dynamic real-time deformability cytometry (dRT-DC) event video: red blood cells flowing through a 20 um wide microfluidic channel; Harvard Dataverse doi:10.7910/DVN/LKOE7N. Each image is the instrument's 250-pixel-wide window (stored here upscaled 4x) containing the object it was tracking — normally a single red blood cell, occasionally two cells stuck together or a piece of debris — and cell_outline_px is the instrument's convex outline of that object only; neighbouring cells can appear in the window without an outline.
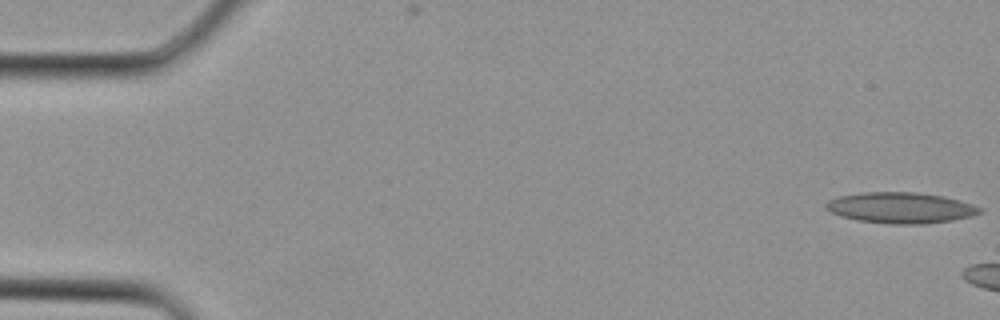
{"species": "Egyptian fruit bat (a non-hibernating species)", "species_latin": "Rousettus aegyptiacus", "temperature_condition": "cold", "stored_images_in_passage": 4, "camera_frame_rate_fps": 3000, "um_per_image_px": 0.085, "animal": {"sex": "female"}, "frame": {"image": 1, "passage_image": 1, "time_ms": 0.0, "image_size_px": [1000, 320], "cell_outline_px": [[980, 212], [972, 216], [952, 220], [924, 224], [888, 224], [856, 220], [840, 216], [824, 208], [824, 204], [828, 200], [840, 196], [864, 192], [916, 192], [944, 196], [972, 204], [980, 208]], "centroid_in_image_um": [76.51, 17.66], "position_along_channel_um": 8.5, "area_um2": 27.69}}